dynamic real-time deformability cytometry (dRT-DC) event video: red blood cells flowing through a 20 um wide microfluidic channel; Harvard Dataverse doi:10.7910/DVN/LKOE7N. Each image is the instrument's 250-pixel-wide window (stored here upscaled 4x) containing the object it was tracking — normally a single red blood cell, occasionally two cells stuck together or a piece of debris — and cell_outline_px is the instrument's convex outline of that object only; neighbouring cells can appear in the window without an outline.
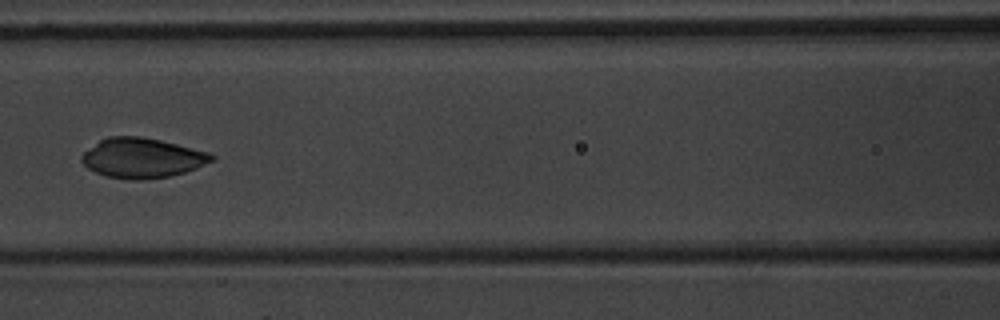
{"species": "common noctule bat (a hibernating species)", "species_latin": "Nyctalus noctula", "temperature_condition": "warm", "stored_images_in_passage": 6, "camera_frame_rate_fps": 3000, "um_per_image_px": 0.085, "animal": {"sex": "male", "body_mass_g": 20.1, "forearm_length_mm": 53.5}, "frame": {"image": 1, "passage_image": 6, "time_ms": 6.667, "image_size_px": [1000, 320], "cell_outline_px": [[216, 156], [212, 160], [196, 168], [184, 172], [168, 176], [140, 180], [132, 180], [104, 176], [88, 168], [80, 160], [80, 156], [84, 152], [100, 140], [108, 136], [140, 136], [160, 140], [208, 152]], "centroid_in_image_um": [12.04, 13.42], "position_along_channel_um": 154.6, "area_um2": 29.94}}